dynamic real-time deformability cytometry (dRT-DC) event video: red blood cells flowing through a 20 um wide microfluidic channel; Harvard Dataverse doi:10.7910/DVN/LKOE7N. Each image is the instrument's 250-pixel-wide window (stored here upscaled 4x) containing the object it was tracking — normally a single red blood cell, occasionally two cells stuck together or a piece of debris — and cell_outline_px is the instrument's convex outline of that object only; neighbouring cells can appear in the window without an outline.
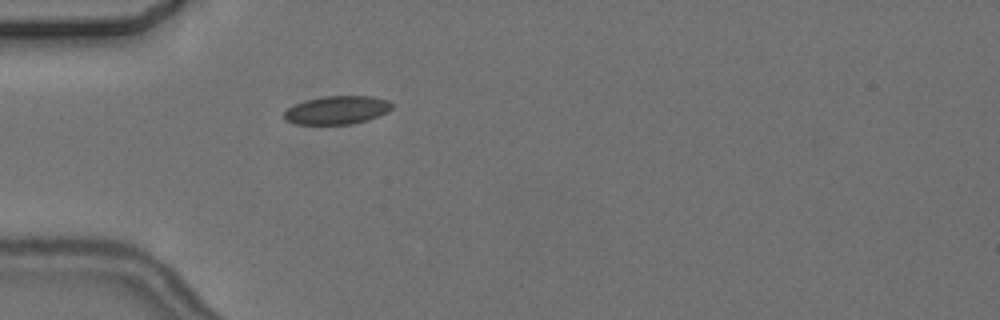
{"species": "common noctule bat (a hibernating species)", "species_latin": "Nyctalus noctula", "temperature_condition": "cold", "stored_images_in_passage": 3, "camera_frame_rate_fps": 3000, "um_per_image_px": 0.085, "animal": {"sex": "female", "body_mass_g": 24.6, "forearm_length_mm": 56.2}, "frame": {"image": 1, "passage_image": 3, "time_ms": 2.333, "image_size_px": [1000, 320], "cell_outline_px": [[392, 108], [388, 112], [380, 116], [368, 120], [352, 124], [296, 124], [284, 120], [284, 112], [288, 108], [296, 104], [308, 100], [328, 96], [372, 96], [388, 100], [392, 104]], "centroid_in_image_um": [28.68, 9.37], "position_along_channel_um": 56.3, "area_um2": 17.74}}